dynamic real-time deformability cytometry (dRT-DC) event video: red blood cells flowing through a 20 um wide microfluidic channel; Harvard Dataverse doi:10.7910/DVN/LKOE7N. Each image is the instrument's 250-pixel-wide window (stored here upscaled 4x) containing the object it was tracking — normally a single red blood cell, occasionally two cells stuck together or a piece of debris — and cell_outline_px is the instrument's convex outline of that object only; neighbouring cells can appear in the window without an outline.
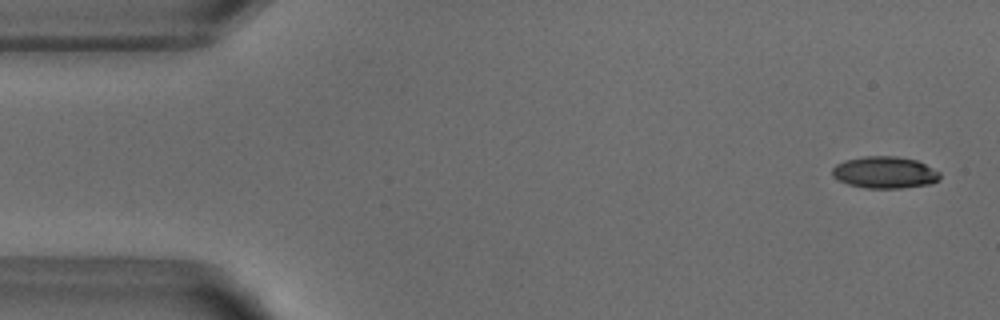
{"species": "common noctule bat (a hibernating species)", "species_latin": "Nyctalus noctula", "temperature_condition": "warm", "stored_images_in_passage": 51, "camera_frame_rate_fps": 3000, "um_per_image_px": 0.085, "animal": {"sex": "male", "body_mass_g": 18.8}, "frame": {"image": 1, "passage_image": 2, "time_ms": 0.333, "image_size_px": [1000, 320], "cell_outline_px": [[940, 180], [932, 184], [900, 188], [864, 188], [848, 184], [832, 176], [832, 168], [836, 164], [844, 160], [864, 156], [896, 156], [916, 160], [940, 172]], "centroid_in_image_um": [75.2, 14.66], "position_along_channel_um": 9.8, "area_um2": 20.06}}
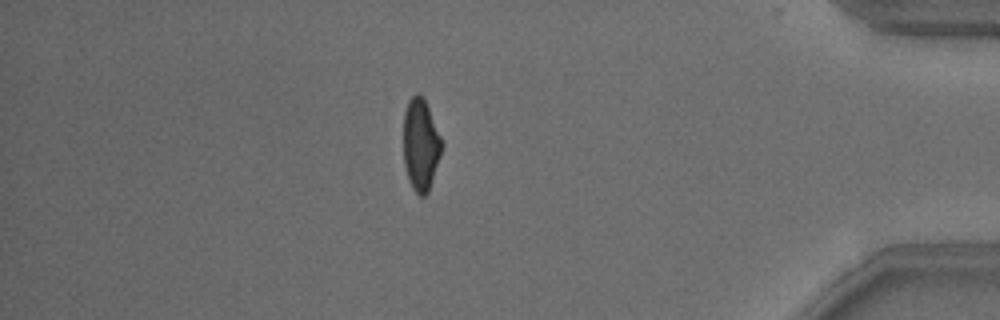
{"frame": {"image": 2, "passage_image": 44, "time_ms": 14.333, "image_size_px": [1000, 320], "cell_outline_px": [[444, 144], [428, 192], [424, 196], [420, 196], [412, 188], [408, 180], [404, 164], [404, 112], [408, 100], [416, 92], [420, 92], [424, 96]], "centroid_in_image_um": [35.76, 12.25], "position_along_channel_um": 399.4, "area_um2": 20.75}}
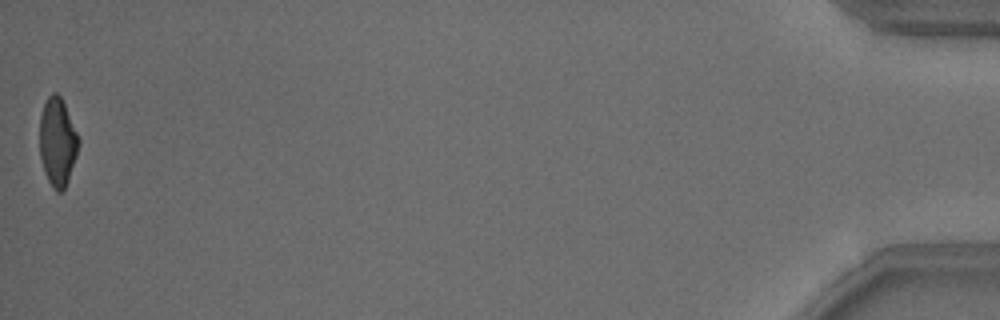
{"frame": {"image": 3, "passage_image": 51, "time_ms": 16.667, "image_size_px": [1000, 320], "cell_outline_px": [[80, 144], [68, 180], [64, 188], [60, 192], [56, 192], [52, 188], [44, 172], [40, 156], [40, 116], [44, 104], [48, 96], [52, 92], [56, 92], [60, 96], [64, 104], [80, 140]], "centroid_in_image_um": [4.88, 12.08], "position_along_channel_um": 430.3, "area_um2": 19.88}, "authors_computed_cell_mechanics": {"area_um2": 21.097, "velocity_mm_per_s": 3.8855, "shape_relaxation_time_tau1_ms": 4.2189, "shape_relaxation_time_tau2_ms": 1.6738, "deformation_change_tau1": 0.1474, "deformation_change_tau2": 0.0878}}